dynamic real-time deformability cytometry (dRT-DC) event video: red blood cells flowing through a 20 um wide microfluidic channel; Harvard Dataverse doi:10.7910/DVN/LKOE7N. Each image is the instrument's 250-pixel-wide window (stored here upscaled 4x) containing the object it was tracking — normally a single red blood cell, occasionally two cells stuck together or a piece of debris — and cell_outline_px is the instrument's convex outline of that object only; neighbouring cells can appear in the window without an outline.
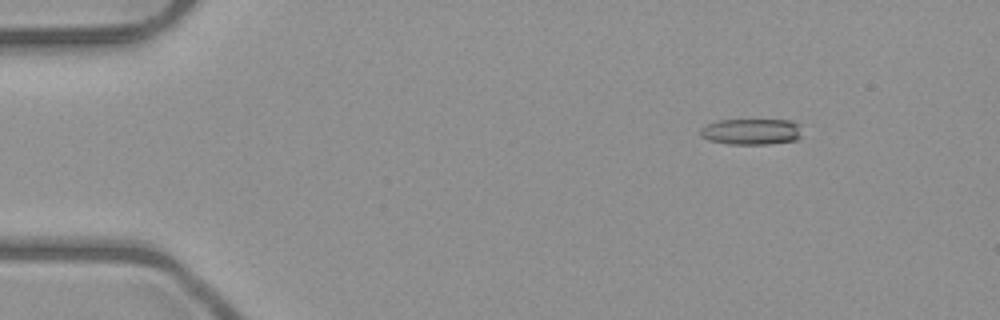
{"species": "common noctule bat (a hibernating species)", "species_latin": "Nyctalus noctula", "temperature_condition": "room temperature", "stored_images_in_passage": 5, "camera_frame_rate_fps": 3000, "um_per_image_px": 0.085, "animal": {"sex": "male", "body_mass_g": 23.1, "forearm_length_mm": 52.7}, "frame": {"image": 1, "passage_image": 1, "time_ms": 0.0, "image_size_px": [1000, 320], "cell_outline_px": [[800, 136], [796, 140], [768, 144], [728, 144], [708, 140], [700, 136], [700, 128], [704, 124], [716, 120], [788, 120], [800, 124]], "centroid_in_image_um": [63.81, 11.18], "position_along_channel_um": 21.2, "area_um2": 15.61}}
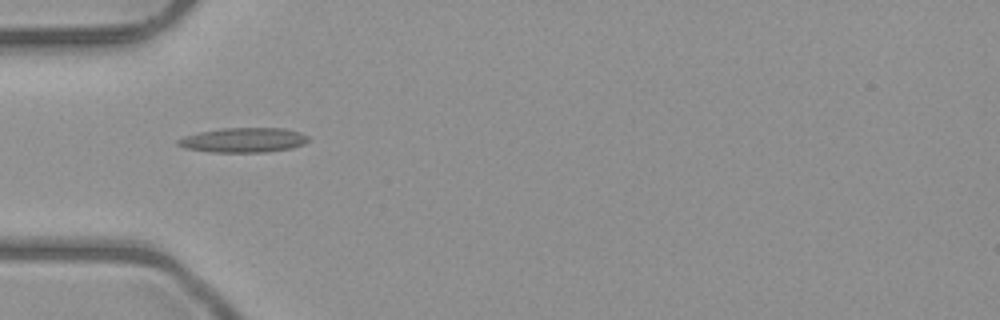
{"frame": {"image": 2, "passage_image": 4, "time_ms": 3.333, "image_size_px": [1000, 320], "cell_outline_px": [[308, 140], [304, 144], [292, 148], [264, 152], [212, 152], [184, 148], [176, 144], [176, 140], [184, 136], [200, 132], [220, 128], [284, 128], [300, 132], [308, 136]], "centroid_in_image_um": [20.68, 11.9], "position_along_channel_um": 64.3, "area_um2": 18.79}}
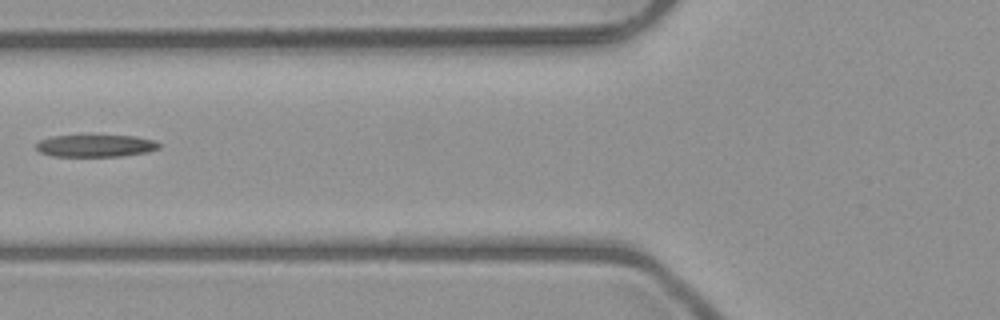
{"frame": {"image": 3, "passage_image": 5, "time_ms": 4.667, "image_size_px": [1000, 320], "cell_outline_px": [[160, 148], [148, 152], [124, 156], [52, 156], [40, 152], [36, 148], [36, 144], [40, 140], [52, 136], [136, 136], [156, 140], [160, 144]], "centroid_in_image_um": [8.17, 12.39], "position_along_channel_um": 117.6, "area_um2": 15.9}}